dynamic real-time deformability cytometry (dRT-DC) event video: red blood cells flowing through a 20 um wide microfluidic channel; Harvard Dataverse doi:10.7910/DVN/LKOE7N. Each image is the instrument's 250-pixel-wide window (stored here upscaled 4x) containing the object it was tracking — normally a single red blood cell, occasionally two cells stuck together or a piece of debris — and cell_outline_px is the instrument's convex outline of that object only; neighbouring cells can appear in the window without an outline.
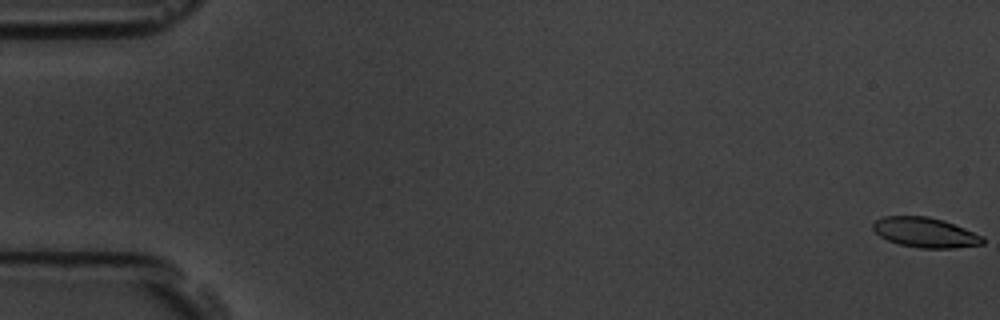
{"species": "common noctule bat (a hibernating species)", "species_latin": "Nyctalus noctula", "temperature_condition": "room temperature", "stored_images_in_passage": 58, "camera_frame_rate_fps": 3000, "um_per_image_px": 0.085, "animal": {"sex": "male", "body_mass_g": 19.5, "forearm_length_mm": 54.6}, "frame": {"image": 1, "passage_image": 1, "time_ms": 0.0, "image_size_px": [1000, 320], "cell_outline_px": [[984, 244], [952, 248], [920, 248], [900, 244], [888, 240], [880, 236], [872, 228], [872, 224], [876, 220], [884, 216], [928, 216], [944, 220], [984, 236]], "centroid_in_image_um": [78.66, 19.75], "position_along_channel_um": 6.3, "area_um2": 19.13}}
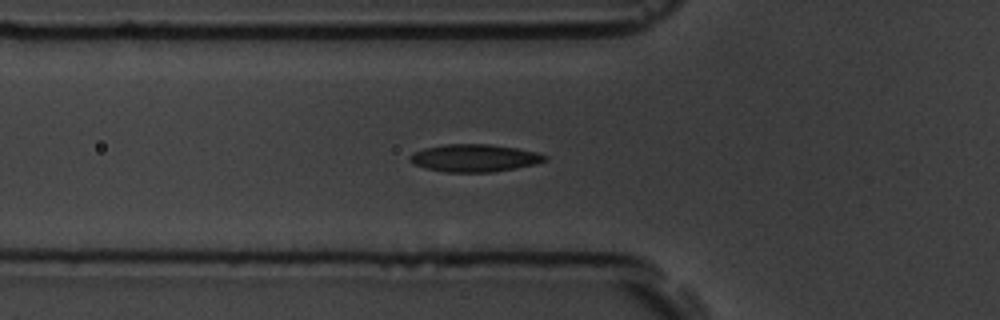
{"frame": {"image": 2, "passage_image": 21, "time_ms": 6.667, "image_size_px": [1000, 320], "cell_outline_px": [[548, 160], [536, 164], [516, 168], [492, 172], [444, 172], [424, 168], [412, 164], [408, 160], [408, 156], [412, 152], [424, 148], [448, 144], [492, 144], [516, 148], [536, 152], [548, 156]], "centroid_in_image_um": [40.3, 13.43], "position_along_channel_um": 85.5, "area_um2": 21.91}}
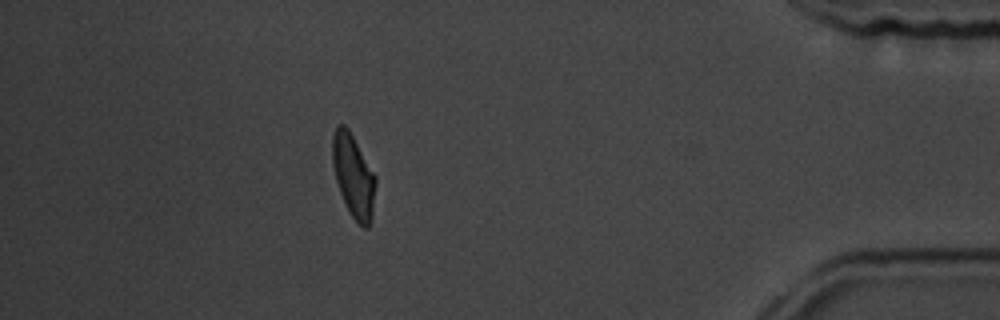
{"frame": {"image": 3, "passage_image": 52, "time_ms": 17.0, "image_size_px": [1000, 320], "cell_outline_px": [[376, 184], [372, 216], [368, 228], [364, 228], [352, 216], [340, 192], [336, 180], [332, 164], [332, 136], [336, 124], [344, 124], [348, 128], [376, 176]], "centroid_in_image_um": [30.03, 14.91], "position_along_channel_um": 405.2, "area_um2": 20.75}, "authors_computed_cell_mechanics": {"area_um2": 20.7502, "velocity_mm_per_s": 3.5616, "shape_relaxation_time_tau1_ms": 4.9088, "shape_relaxation_time_tau2_ms": 2.0956, "deformation_change_tau1": 0.1402, "deformation_change_tau2": 0.0765}}